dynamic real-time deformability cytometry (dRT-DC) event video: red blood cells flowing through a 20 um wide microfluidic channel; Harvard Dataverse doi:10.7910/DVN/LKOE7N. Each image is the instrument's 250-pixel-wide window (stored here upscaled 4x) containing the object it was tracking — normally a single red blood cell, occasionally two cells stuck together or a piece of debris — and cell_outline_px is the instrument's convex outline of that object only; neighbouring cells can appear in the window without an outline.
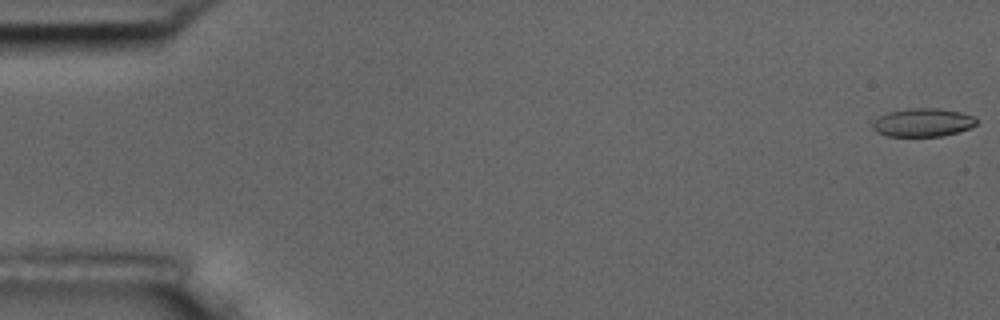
{"species": "common noctule bat (a hibernating species)", "species_latin": "Nyctalus noctula", "temperature_condition": "room temperature", "stored_images_in_passage": 54, "camera_frame_rate_fps": 3000, "um_per_image_px": 0.085, "animal": {"sex": "male", "body_mass_g": 17.5, "forearm_length_mm": 52.3}, "frame": {"image": 1, "passage_image": 1, "time_ms": 0.0, "image_size_px": [1000, 320], "cell_outline_px": [[976, 124], [968, 128], [956, 132], [940, 136], [888, 136], [876, 132], [872, 128], [872, 120], [888, 112], [908, 108], [936, 108], [960, 112], [972, 116], [976, 120]], "centroid_in_image_um": [78.37, 10.41], "position_along_channel_um": 6.6, "area_um2": 16.99}}
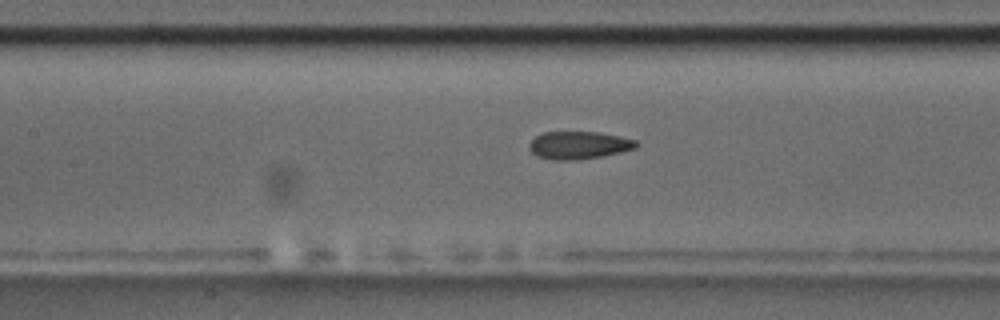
{"frame": {"image": 2, "passage_image": 25, "time_ms": 8.0, "image_size_px": [1000, 320], "cell_outline_px": [[640, 144], [636, 148], [620, 152], [600, 156], [576, 160], [552, 160], [536, 156], [528, 148], [528, 144], [536, 136], [544, 132], [600, 132], [620, 136], [636, 140]], "centroid_in_image_um": [49.19, 12.34], "position_along_channel_um": 158.2, "area_um2": 17.34}}
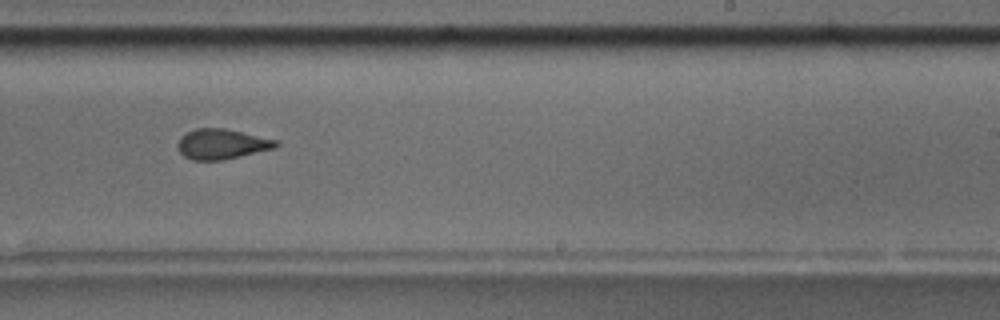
{"frame": {"image": 3, "passage_image": 34, "time_ms": 11.0, "image_size_px": [1000, 320], "cell_outline_px": [[280, 144], [276, 148], [224, 160], [192, 160], [184, 156], [176, 148], [176, 144], [180, 136], [196, 128], [224, 128], [276, 140]], "centroid_in_image_um": [18.82, 12.25], "position_along_channel_um": 270.2, "area_um2": 17.34}, "authors_computed_cell_mechanics": {"area_um2": 17.5134, "velocity_mm_per_s": 3.7505, "shape_relaxation_time_tau1_ms": 5.8887, "shape_relaxation_time_tau2_ms": 2.1625, "deformation_change_tau1": 0.182, "deformation_change_tau2": 0.0888}}